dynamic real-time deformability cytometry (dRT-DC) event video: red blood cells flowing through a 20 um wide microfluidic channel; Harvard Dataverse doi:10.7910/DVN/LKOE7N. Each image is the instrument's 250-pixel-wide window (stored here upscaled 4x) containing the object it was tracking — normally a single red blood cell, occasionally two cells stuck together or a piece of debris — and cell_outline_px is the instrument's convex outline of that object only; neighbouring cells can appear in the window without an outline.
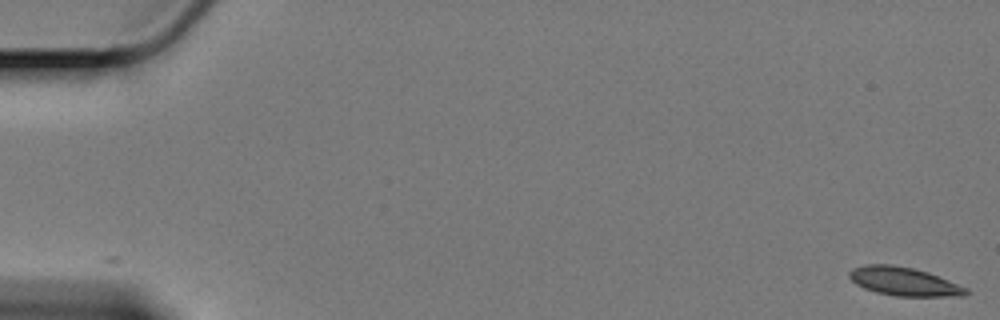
{"species": "Egyptian fruit bat (a non-hibernating species)", "species_latin": "Rousettus aegyptiacus", "temperature_condition": "cold", "stored_images_in_passage": 60, "camera_frame_rate_fps": 3000, "um_per_image_px": 0.085, "animal": {"sex": "female"}, "frame": {"image": 1, "passage_image": 1, "time_ms": 0.0, "image_size_px": [1000, 320], "cell_outline_px": [[968, 292], [964, 296], [896, 296], [876, 292], [864, 288], [856, 284], [848, 276], [848, 272], [852, 268], [864, 264], [892, 264], [912, 268], [928, 272], [968, 288]], "centroid_in_image_um": [76.81, 23.92], "position_along_channel_um": 8.2, "area_um2": 19.42}}
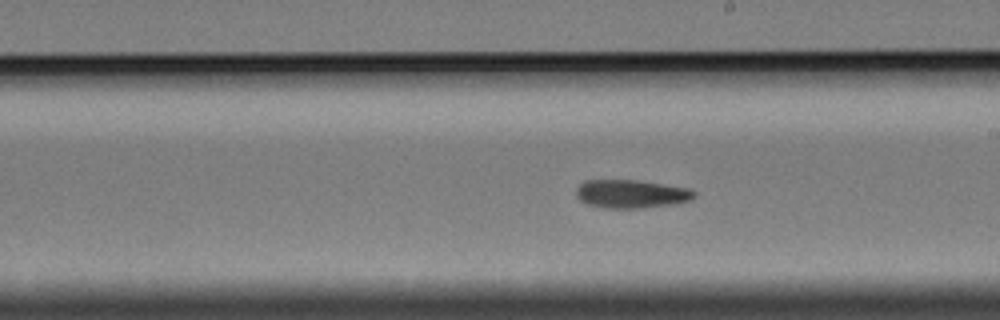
{"frame": {"image": 2, "passage_image": 35, "time_ms": 11.333, "image_size_px": [1000, 320], "cell_outline_px": [[696, 196], [692, 200], [676, 204], [644, 208], [600, 208], [588, 204], [580, 200], [576, 196], [576, 188], [584, 180], [636, 180], [688, 188], [696, 192]], "centroid_in_image_um": [53.66, 16.49], "position_along_channel_um": 235.3, "area_um2": 19.71}}
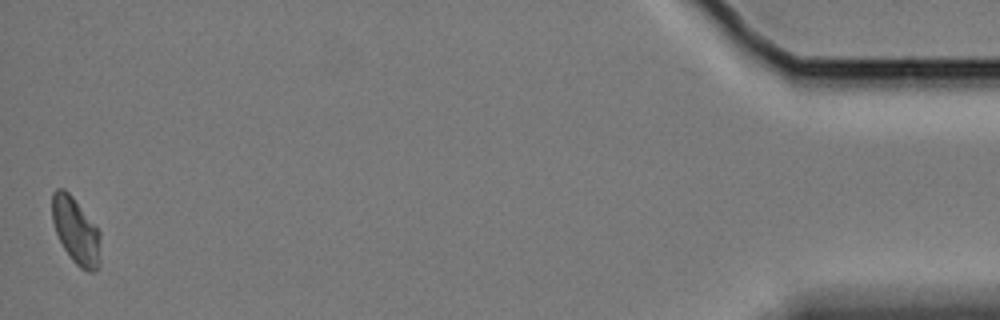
{"frame": {"image": 3, "passage_image": 60, "time_ms": 19.667, "image_size_px": [1000, 320], "cell_outline_px": [[100, 264], [96, 272], [88, 272], [80, 268], [72, 260], [64, 248], [56, 232], [52, 220], [52, 192], [56, 188], [64, 188], [72, 196], [100, 232]], "centroid_in_image_um": [6.45, 19.64], "position_along_channel_um": 428.7, "area_um2": 18.67}, "authors_computed_cell_mechanics": {"area_um2": 19.4497, "velocity_mm_per_s": 3.3314, "shape_relaxation_time_tau1_ms": 7.7835, "shape_relaxation_time_tau2_ms": 5.7039, "deformation_change_tau1": 0.132, "deformation_change_tau2": 0.0925}}